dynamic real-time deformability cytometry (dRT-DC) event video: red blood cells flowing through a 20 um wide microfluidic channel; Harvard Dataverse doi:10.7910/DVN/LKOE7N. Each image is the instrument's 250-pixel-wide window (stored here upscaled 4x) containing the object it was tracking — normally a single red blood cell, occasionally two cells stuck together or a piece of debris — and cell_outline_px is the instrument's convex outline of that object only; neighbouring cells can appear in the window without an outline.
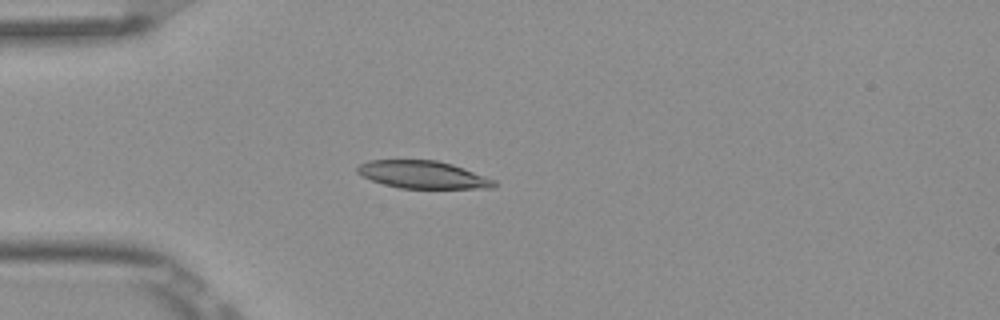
{"species": "Egyptian fruit bat (a non-hibernating species)", "species_latin": "Rousettus aegyptiacus", "temperature_condition": "room temperature", "stored_images_in_passage": 6, "camera_frame_rate_fps": 3000, "um_per_image_px": 0.085, "frame": {"image": 1, "passage_image": 5, "time_ms": 1.333, "image_size_px": [1000, 320], "cell_outline_px": [[496, 188], [400, 188], [384, 184], [372, 180], [356, 172], [356, 168], [360, 164], [368, 160], [436, 160], [452, 164], [464, 168], [496, 180]], "centroid_in_image_um": [35.96, 14.84], "position_along_channel_um": 49.0, "area_um2": 21.91}}